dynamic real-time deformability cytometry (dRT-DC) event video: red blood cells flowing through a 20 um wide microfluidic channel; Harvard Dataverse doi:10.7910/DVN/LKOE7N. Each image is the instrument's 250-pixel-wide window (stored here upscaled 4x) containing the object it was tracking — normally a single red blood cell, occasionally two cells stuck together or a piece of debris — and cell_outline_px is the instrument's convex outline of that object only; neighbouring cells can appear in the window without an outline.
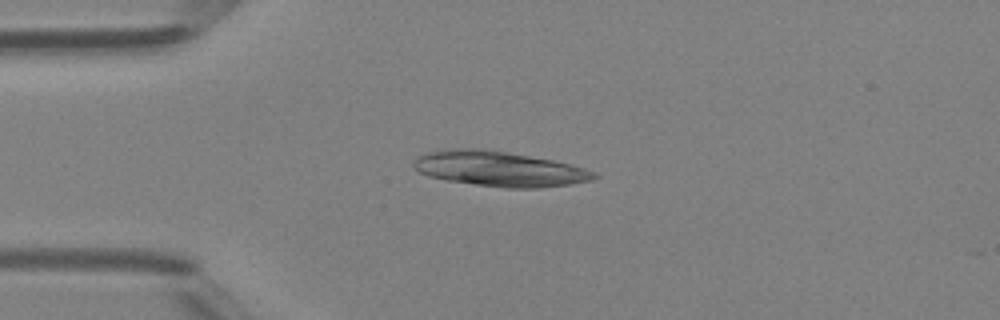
{"species": "Egyptian fruit bat (a non-hibernating species)", "species_latin": "Rousettus aegyptiacus", "temperature_condition": "room temperature", "stored_images_in_passage": 2, "camera_frame_rate_fps": 3000, "um_per_image_px": 0.085, "animal": {"sex": "female"}, "frame": {"image": 1, "passage_image": 1, "time_ms": 0.0, "image_size_px": [1000, 320], "cell_outline_px": [[600, 176], [592, 180], [572, 184], [536, 188], [504, 188], [448, 180], [428, 176], [420, 172], [412, 164], [420, 156], [428, 152], [444, 148], [480, 148], [508, 152], [552, 160], [584, 168], [596, 172]], "centroid_in_image_um": [42.46, 14.35], "position_along_channel_um": 42.5, "area_um2": 36.76}}